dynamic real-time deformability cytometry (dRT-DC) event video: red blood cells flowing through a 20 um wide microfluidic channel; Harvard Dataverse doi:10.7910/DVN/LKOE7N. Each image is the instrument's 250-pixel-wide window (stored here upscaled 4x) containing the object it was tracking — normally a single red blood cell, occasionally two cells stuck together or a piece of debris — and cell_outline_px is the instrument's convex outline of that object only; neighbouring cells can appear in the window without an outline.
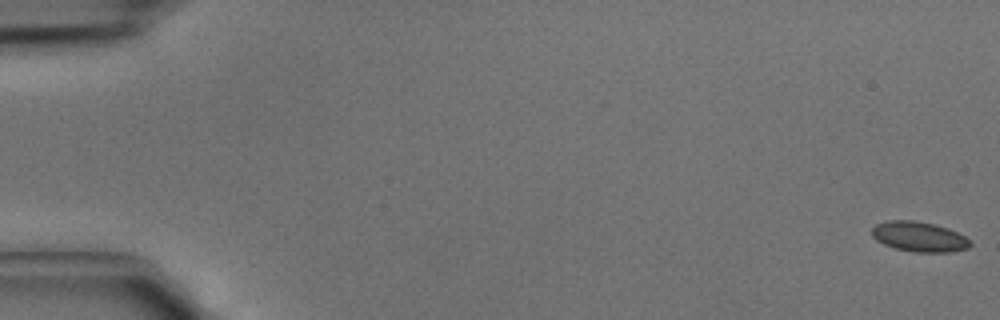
{"species": "common noctule bat (a hibernating species)", "species_latin": "Nyctalus noctula", "temperature_condition": "cold", "stored_images_in_passage": 44, "camera_frame_rate_fps": 3000, "um_per_image_px": 0.085, "animal": {"sex": "male", "body_mass_g": 15.6}, "frame": {"image": 1, "passage_image": 1, "time_ms": 0.0, "image_size_px": [1000, 320], "cell_outline_px": [[972, 244], [968, 248], [952, 252], [916, 252], [896, 248], [884, 244], [876, 240], [872, 236], [872, 228], [876, 224], [888, 220], [912, 220], [932, 224], [948, 228], [964, 236]], "centroid_in_image_um": [78.11, 20.12], "position_along_channel_um": 6.9, "area_um2": 17.05}}
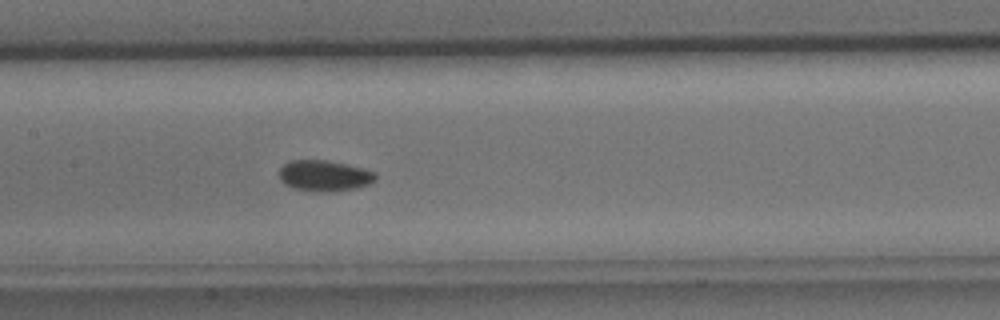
{"frame": {"image": 2, "passage_image": 22, "time_ms": 7.0, "image_size_px": [1000, 320], "cell_outline_px": [[376, 180], [368, 184], [356, 188], [332, 192], [316, 192], [292, 188], [284, 184], [280, 180], [280, 168], [288, 160], [328, 160], [348, 164], [376, 172]], "centroid_in_image_um": [27.56, 14.94], "position_along_channel_um": 179.8, "area_um2": 17.63}}
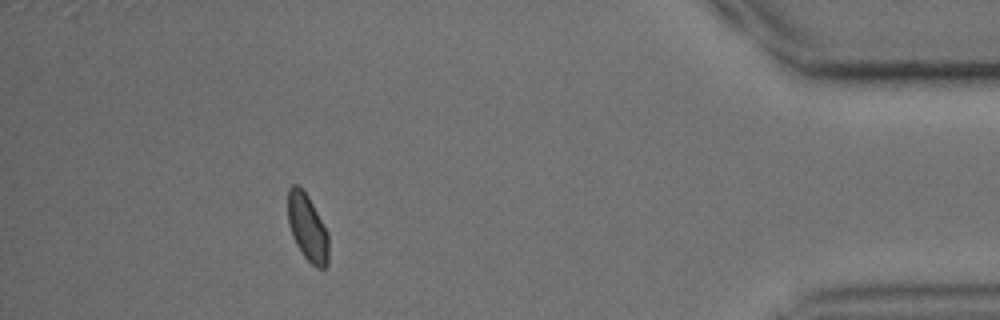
{"frame": {"image": 3, "passage_image": 40, "time_ms": 13.0, "image_size_px": [1000, 320], "cell_outline_px": [[328, 264], [324, 268], [316, 268], [304, 256], [296, 244], [292, 236], [288, 224], [288, 188], [292, 184], [300, 184], [308, 196], [328, 232]], "centroid_in_image_um": [26.12, 19.32], "position_along_channel_um": 409.1, "area_um2": 16.01}}